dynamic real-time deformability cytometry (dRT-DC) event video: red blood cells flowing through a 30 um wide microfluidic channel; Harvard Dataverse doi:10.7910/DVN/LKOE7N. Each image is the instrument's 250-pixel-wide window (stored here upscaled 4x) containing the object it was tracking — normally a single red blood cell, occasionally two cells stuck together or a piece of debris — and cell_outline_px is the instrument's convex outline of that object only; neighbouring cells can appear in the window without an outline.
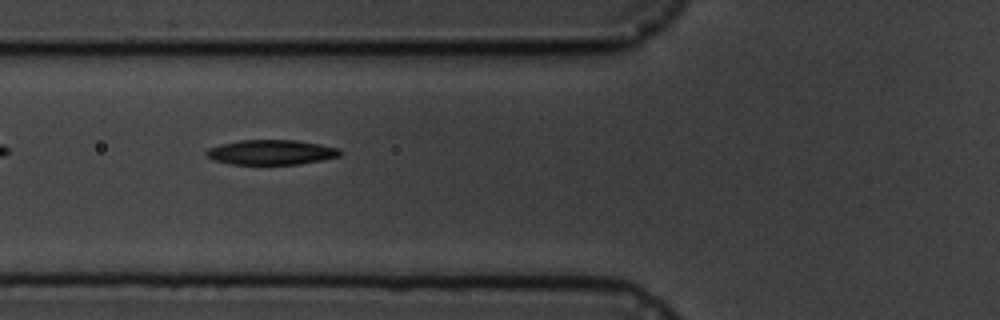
{"species": "common noctule bat (a hibernating species)", "species_latin": "Nyctalus noctula", "temperature_condition": "cold", "stored_images_in_passage": 7, "camera_frame_rate_fps": 3000, "um_per_image_px": 0.085, "animal": {"sex": "male", "body_mass_g": 19.5, "forearm_length_mm": 54.6}, "frame": {"image": 1, "passage_image": 6, "time_ms": 5.667, "image_size_px": [1000, 320], "cell_outline_px": [[340, 156], [320, 160], [296, 164], [232, 164], [212, 160], [204, 152], [208, 148], [220, 144], [240, 140], [296, 140], [320, 144], [340, 148]], "centroid_in_image_um": [23.02, 12.93], "position_along_channel_um": 102.8, "area_um2": 19.31}}
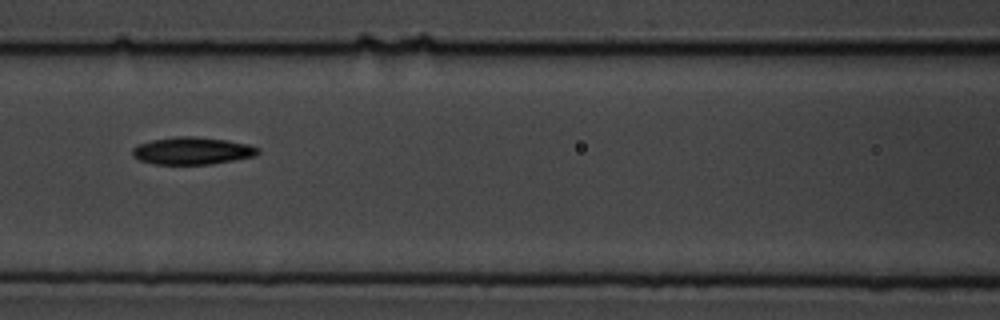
{"frame": {"image": 2, "passage_image": 7, "time_ms": 7.0, "image_size_px": [1000, 320], "cell_outline_px": [[260, 152], [252, 156], [212, 164], [152, 164], [140, 160], [132, 156], [132, 148], [140, 144], [152, 140], [176, 136], [196, 136], [228, 140], [248, 144], [260, 148]], "centroid_in_image_um": [16.33, 12.81], "position_along_channel_um": 150.3, "area_um2": 20.0}}